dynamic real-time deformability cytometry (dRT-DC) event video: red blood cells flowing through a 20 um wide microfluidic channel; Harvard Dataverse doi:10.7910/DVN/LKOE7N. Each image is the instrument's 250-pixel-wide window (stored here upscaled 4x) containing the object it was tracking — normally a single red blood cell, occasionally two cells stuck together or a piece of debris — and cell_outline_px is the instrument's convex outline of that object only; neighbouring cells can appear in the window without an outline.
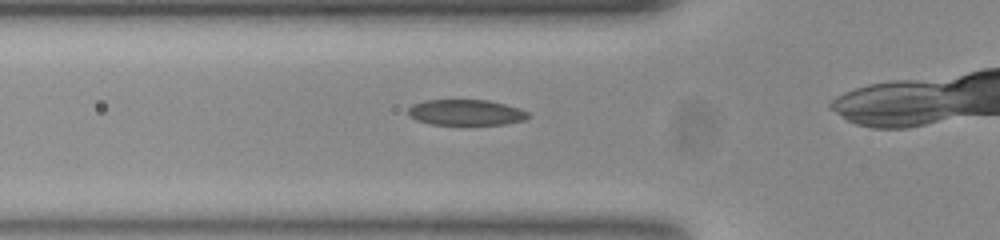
{"species": "common noctule bat (a hibernating species)", "species_latin": "Nyctalus noctula", "temperature_condition": "room temperature", "stored_images_in_passage": 10, "camera_frame_rate_fps": 3000, "um_per_image_px": 0.085, "animal": {"sex": "female", "body_mass_g": 23.0, "forearm_length_mm": 53.4}, "frame": {"image": 1, "passage_image": 2, "time_ms": 0.333, "image_size_px": [1000, 240], "cell_outline_px": [[532, 116], [524, 120], [504, 124], [428, 124], [416, 120], [408, 116], [408, 108], [412, 104], [424, 100], [488, 100], [520, 108], [528, 112]], "centroid_in_image_um": [39.59, 9.55], "position_along_channel_um": 86.2, "area_um2": 18.09}}
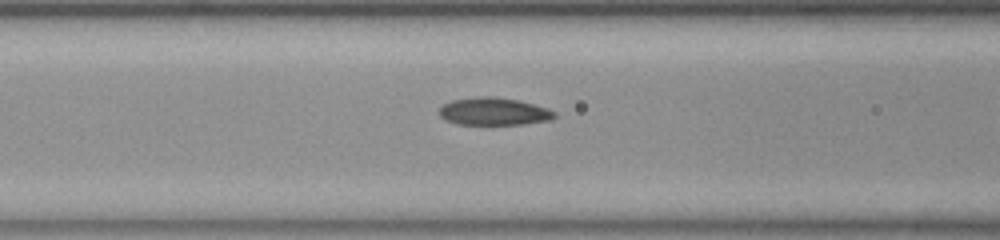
{"frame": {"image": 2, "passage_image": 5, "time_ms": 1.333, "image_size_px": [1000, 240], "cell_outline_px": [[556, 116], [552, 120], [524, 124], [456, 124], [440, 116], [440, 108], [444, 104], [452, 100], [480, 96], [492, 96], [520, 100], [548, 108], [556, 112]], "centroid_in_image_um": [42.03, 9.47], "position_along_channel_um": 124.6, "area_um2": 18.55}}
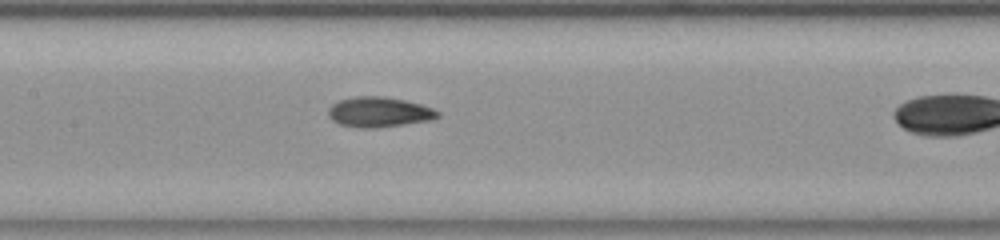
{"frame": {"image": 3, "passage_image": 9, "time_ms": 2.667, "image_size_px": [1000, 240], "cell_outline_px": [[440, 116], [432, 120], [376, 128], [360, 128], [340, 124], [332, 120], [328, 116], [328, 108], [332, 104], [340, 100], [356, 96], [384, 96], [404, 100], [420, 104], [432, 108], [440, 112]], "centroid_in_image_um": [32.22, 9.53], "position_along_channel_um": 175.2, "area_um2": 19.25}}